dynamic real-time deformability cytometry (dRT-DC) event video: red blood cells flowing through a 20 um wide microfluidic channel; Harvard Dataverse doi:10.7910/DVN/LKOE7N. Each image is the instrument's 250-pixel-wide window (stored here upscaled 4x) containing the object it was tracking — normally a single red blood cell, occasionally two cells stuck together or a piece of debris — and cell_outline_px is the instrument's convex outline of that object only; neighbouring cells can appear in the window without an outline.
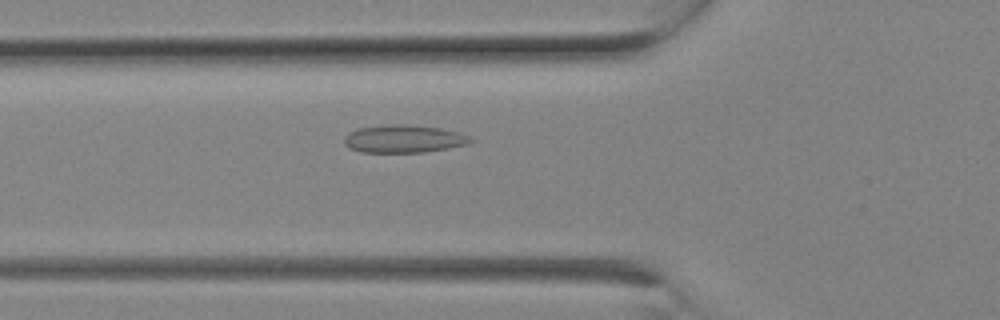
{"species": "Egyptian fruit bat (a non-hibernating species)", "species_latin": "Rousettus aegyptiacus", "temperature_condition": "room temperature", "stored_images_in_passage": 3, "camera_frame_rate_fps": 3000, "um_per_image_px": 0.085, "animal": {"sex": "female"}, "frame": {"image": 1, "passage_image": 3, "time_ms": 0.667, "image_size_px": [1000, 320], "cell_outline_px": [[476, 140], [468, 144], [448, 148], [424, 152], [360, 152], [348, 148], [344, 144], [344, 136], [348, 132], [360, 128], [392, 124], [408, 124], [440, 128], [460, 132]], "centroid_in_image_um": [34.32, 11.8], "position_along_channel_um": 91.5, "area_um2": 20.58}}